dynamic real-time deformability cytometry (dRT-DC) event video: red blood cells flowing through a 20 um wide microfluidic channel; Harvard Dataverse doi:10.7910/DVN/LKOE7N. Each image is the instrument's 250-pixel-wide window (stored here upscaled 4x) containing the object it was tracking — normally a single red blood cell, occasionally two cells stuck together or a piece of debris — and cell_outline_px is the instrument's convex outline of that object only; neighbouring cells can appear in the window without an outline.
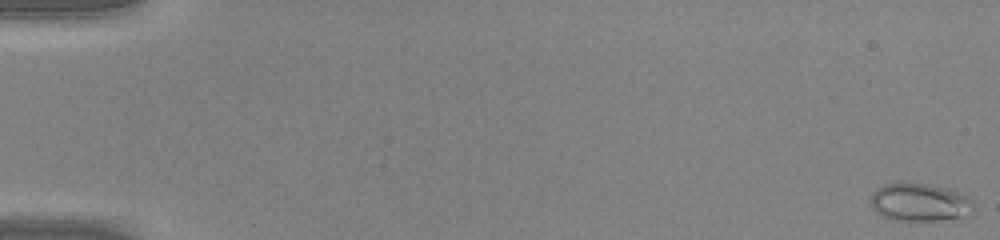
{"species": "common noctule bat (a hibernating species)", "species_latin": "Nyctalus noctula", "temperature_condition": "warm", "stored_images_in_passage": 49, "camera_frame_rate_fps": 3000, "um_per_image_px": 0.085, "animal": {"sex": "male", "body_mass_g": 20.0, "forearm_length_mm": 53.3}, "frame": {"image": 1, "passage_image": 1, "time_ms": 0.0, "image_size_px": [1000, 240], "cell_outline_px": [[972, 212], [960, 216], [940, 220], [896, 220], [884, 216], [876, 212], [872, 208], [872, 192], [876, 188], [884, 184], [928, 184], [960, 192], [972, 200]], "centroid_in_image_um": [78.15, 17.2], "position_along_channel_um": 6.8, "area_um2": 22.14}}
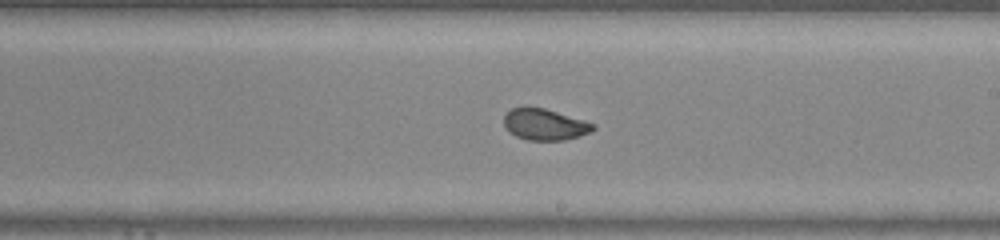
{"frame": {"image": 2, "passage_image": 30, "time_ms": 9.667, "image_size_px": [1000, 240], "cell_outline_px": [[596, 128], [592, 132], [580, 136], [564, 140], [528, 140], [516, 136], [508, 132], [504, 128], [504, 112], [512, 108], [544, 108], [584, 120], [596, 124]], "centroid_in_image_um": [46.3, 10.59], "position_along_channel_um": 242.7, "area_um2": 16.36}}
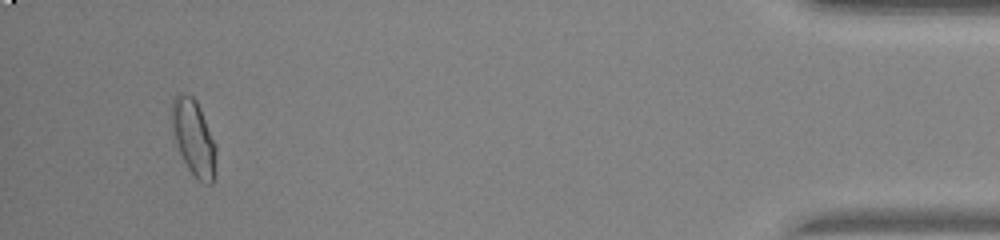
{"frame": {"image": 3, "passage_image": 47, "time_ms": 15.333, "image_size_px": [1000, 240], "cell_outline_px": [[216, 152], [212, 184], [204, 184], [196, 180], [188, 168], [180, 152], [172, 128], [172, 96], [180, 92], [184, 92], [192, 96], [196, 100], [200, 108], [216, 148]], "centroid_in_image_um": [16.44, 11.68], "position_along_channel_um": 418.8, "area_um2": 19.25}, "authors_computed_cell_mechanics": {"area_um2": 17.8024, "velocity_mm_per_s": 4.2934, "shape_relaxation_time_tau1_ms": 6.411, "shape_relaxation_time_tau2_ms": 0.6954, "deformation_change_tau1": 0.1849, "deformation_change_tau2": 0.0464}}